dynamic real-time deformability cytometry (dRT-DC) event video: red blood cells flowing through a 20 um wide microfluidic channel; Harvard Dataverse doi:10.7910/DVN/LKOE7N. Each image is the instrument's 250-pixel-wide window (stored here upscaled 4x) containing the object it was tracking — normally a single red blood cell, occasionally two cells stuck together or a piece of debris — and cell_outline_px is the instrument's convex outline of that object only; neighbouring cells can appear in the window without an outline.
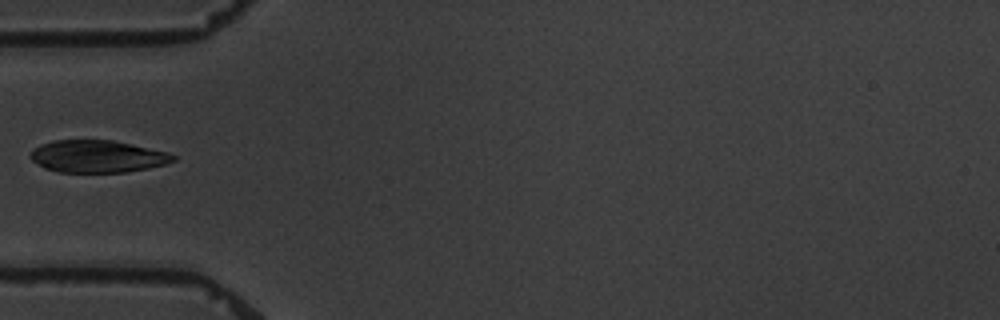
{"species": "common noctule bat (a hibernating species)", "species_latin": "Nyctalus noctula", "temperature_condition": "warm", "stored_images_in_passage": 1, "camera_frame_rate_fps": 3000, "um_per_image_px": 0.085, "animal": {"sex": "male", "body_mass_g": 19.5, "forearm_length_mm": 54.6}, "frame": {"image": 1, "passage_image": 1, "time_ms": 0.0, "image_size_px": [1000, 320], "cell_outline_px": [[176, 160], [164, 164], [148, 168], [124, 172], [60, 172], [44, 168], [32, 160], [28, 156], [40, 144], [52, 140], [112, 140], [168, 152], [176, 156]], "centroid_in_image_um": [8.27, 13.29], "position_along_channel_um": 76.7, "area_um2": 26.7}}